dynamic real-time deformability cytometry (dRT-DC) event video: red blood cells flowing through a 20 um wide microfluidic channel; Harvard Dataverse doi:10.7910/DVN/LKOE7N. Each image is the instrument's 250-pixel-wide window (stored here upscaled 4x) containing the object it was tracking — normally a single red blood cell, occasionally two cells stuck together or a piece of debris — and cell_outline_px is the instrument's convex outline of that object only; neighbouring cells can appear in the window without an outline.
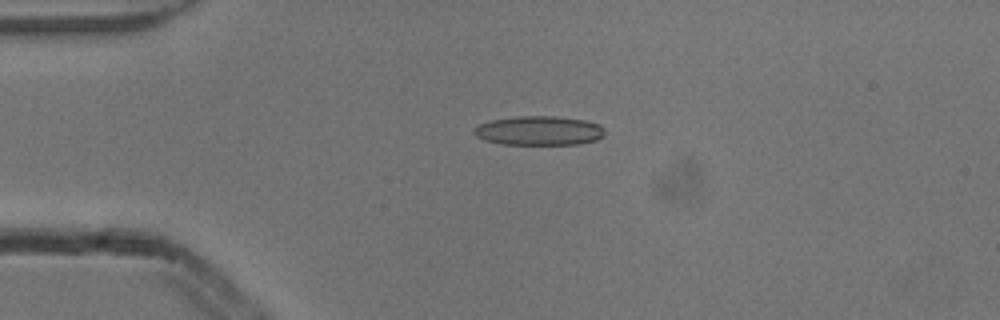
{"species": "common noctule bat (a hibernating species)", "species_latin": "Nyctalus noctula", "temperature_condition": "cold", "stored_images_in_passage": 7, "camera_frame_rate_fps": 3000, "um_per_image_px": 0.085, "animal": {"sex": "male", "body_mass_g": 13.3}, "frame": {"image": 1, "passage_image": 3, "time_ms": 0.667, "image_size_px": [1000, 320], "cell_outline_px": [[604, 136], [596, 140], [580, 144], [500, 144], [484, 140], [476, 136], [472, 132], [472, 128], [480, 124], [492, 120], [516, 116], [556, 116], [584, 120], [600, 124], [604, 128]], "centroid_in_image_um": [45.81, 11.1], "position_along_channel_um": 39.2, "area_um2": 22.43}}
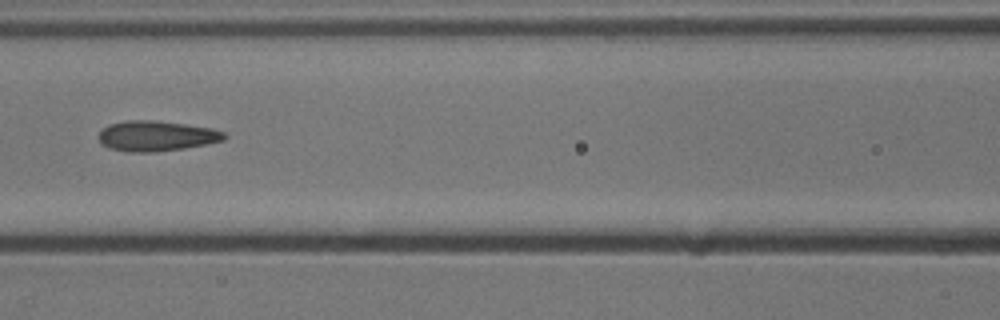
{"frame": {"image": 2, "passage_image": 6, "time_ms": 1.667, "image_size_px": [1000, 320], "cell_outline_px": [[228, 136], [224, 140], [208, 144], [184, 148], [152, 152], [128, 152], [108, 148], [100, 144], [100, 132], [108, 124], [124, 120], [156, 120], [212, 128], [224, 132]], "centroid_in_image_um": [13.29, 11.55], "position_along_channel_um": 153.3, "area_um2": 22.31}}
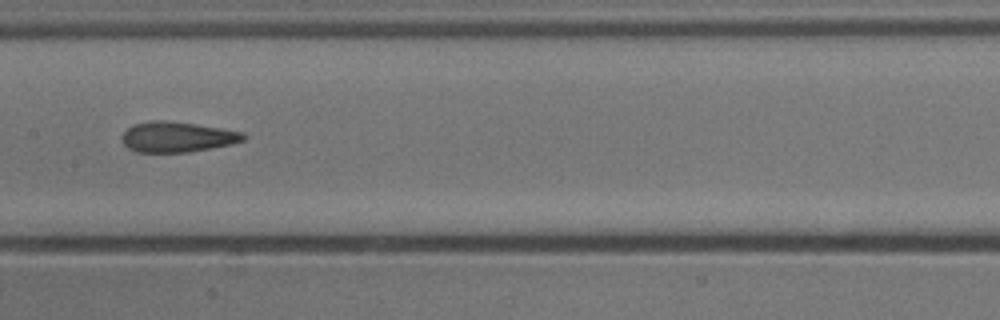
{"frame": {"image": 3, "passage_image": 7, "time_ms": 2.0, "image_size_px": [1000, 320], "cell_outline_px": [[244, 140], [232, 144], [188, 152], [136, 152], [128, 148], [124, 144], [124, 132], [132, 124], [148, 120], [164, 120], [196, 124], [244, 132]], "centroid_in_image_um": [15.05, 11.63], "position_along_channel_um": 192.3, "area_um2": 21.39}}